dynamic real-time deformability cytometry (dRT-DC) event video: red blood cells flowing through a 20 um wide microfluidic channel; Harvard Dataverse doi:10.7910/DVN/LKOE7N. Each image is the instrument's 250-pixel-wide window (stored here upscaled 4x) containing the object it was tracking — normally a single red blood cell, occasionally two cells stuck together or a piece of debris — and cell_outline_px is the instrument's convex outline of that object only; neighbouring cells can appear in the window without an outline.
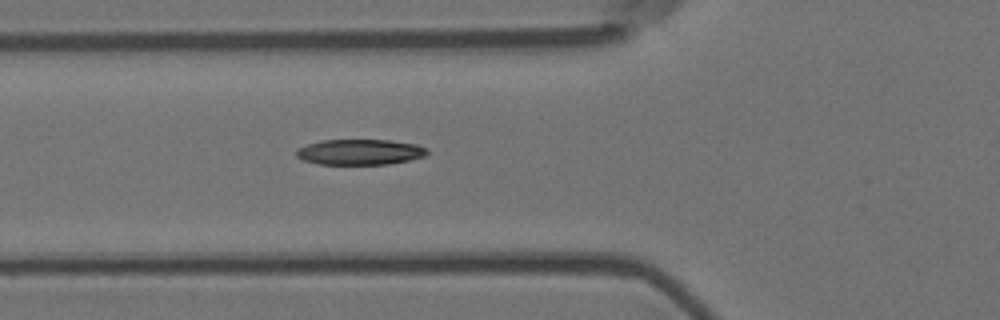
{"species": "Egyptian fruit bat (a non-hibernating species)", "species_latin": "Rousettus aegyptiacus", "temperature_condition": "room temperature", "stored_images_in_passage": 5, "camera_frame_rate_fps": 3000, "um_per_image_px": 0.085, "animal": {"sex": "female"}, "frame": {"image": 1, "passage_image": 5, "time_ms": 1.333, "image_size_px": [1000, 320], "cell_outline_px": [[428, 152], [424, 156], [408, 160], [388, 164], [320, 164], [304, 160], [296, 156], [296, 148], [320, 140], [388, 140], [416, 144], [428, 148]], "centroid_in_image_um": [30.58, 12.91], "position_along_channel_um": 95.2, "area_um2": 19.42}}